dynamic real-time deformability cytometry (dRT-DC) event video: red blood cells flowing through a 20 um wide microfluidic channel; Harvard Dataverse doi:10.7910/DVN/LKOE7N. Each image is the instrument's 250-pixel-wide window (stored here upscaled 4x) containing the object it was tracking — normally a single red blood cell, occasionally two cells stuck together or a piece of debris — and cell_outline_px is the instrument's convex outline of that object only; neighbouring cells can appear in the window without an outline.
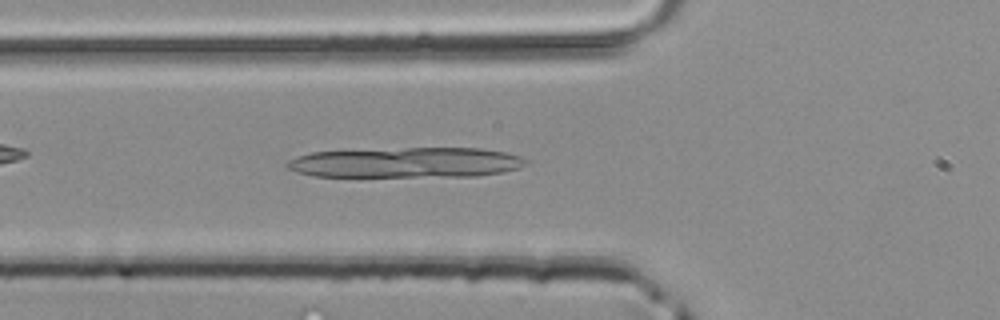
{"species": "common noctule bat (a hibernating species)", "species_latin": "Nyctalus noctula", "temperature_condition": "room temperature", "stored_images_in_passage": 43, "camera_frame_rate_fps": 3000, "um_per_image_px": 0.085, "animal": {"sex": "male", "body_mass_g": 20.4}, "frame": {"image": 1, "passage_image": 15, "time_ms": 4.667, "image_size_px": [1000, 320], "cell_outline_px": [[528, 164], [520, 168], [500, 172], [476, 176], [312, 176], [288, 168], [284, 164], [288, 160], [296, 156], [312, 152], [404, 148], [480, 148], [504, 152], [520, 156], [528, 160]], "centroid_in_image_um": [34.55, 13.81], "position_along_channel_um": 91.3, "area_um2": 41.96}}
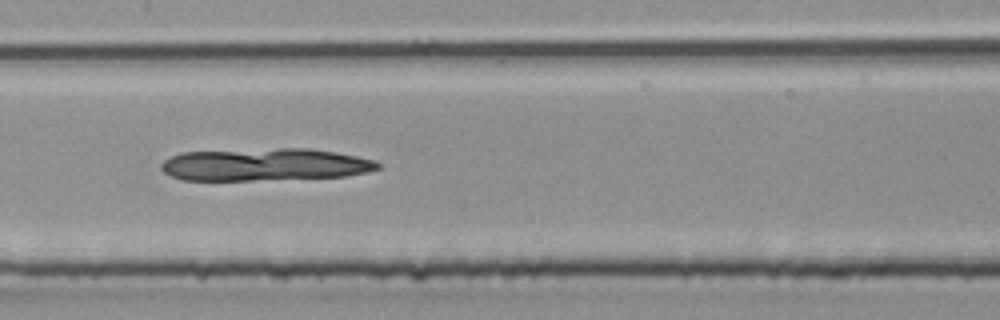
{"frame": {"image": 2, "passage_image": 21, "time_ms": 6.667, "image_size_px": [1000, 320], "cell_outline_px": [[380, 168], [368, 172], [344, 176], [252, 180], [180, 180], [164, 172], [160, 168], [160, 164], [164, 160], [172, 156], [184, 152], [280, 148], [308, 148], [336, 152], [356, 156], [372, 160], [380, 164]], "centroid_in_image_um": [22.49, 13.99], "position_along_channel_um": 184.9, "area_um2": 40.75}}
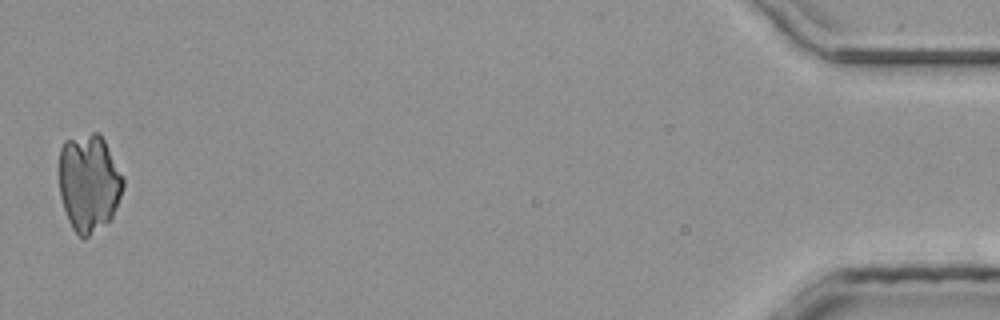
{"frame": {"image": 3, "passage_image": 43, "time_ms": 14.0, "image_size_px": [1000, 320], "cell_outline_px": [[124, 184], [120, 196], [112, 216], [108, 220], [84, 240], [72, 228], [68, 220], [60, 196], [60, 148], [64, 140], [92, 132], [100, 132], [124, 176]], "centroid_in_image_um": [7.56, 15.5], "position_along_channel_um": 427.6, "area_um2": 36.36}}